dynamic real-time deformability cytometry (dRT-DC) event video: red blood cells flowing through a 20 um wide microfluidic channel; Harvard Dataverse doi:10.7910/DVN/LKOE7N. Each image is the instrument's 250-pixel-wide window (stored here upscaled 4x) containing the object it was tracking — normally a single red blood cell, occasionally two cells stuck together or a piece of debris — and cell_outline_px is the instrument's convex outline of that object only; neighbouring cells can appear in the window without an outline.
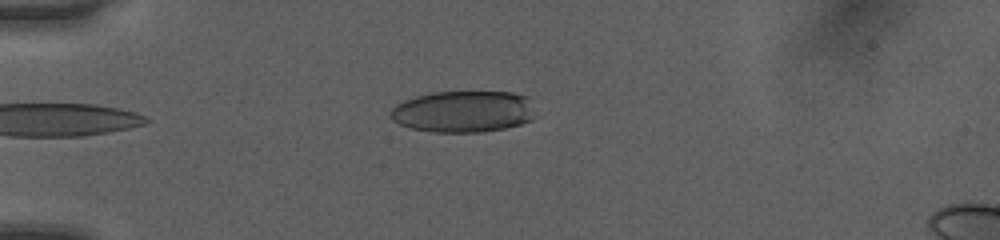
{"species": "human", "species_latin": "Homo sapiens", "temperature_condition": "room temperature", "stored_images_in_passage": 34, "camera_frame_rate_fps": 3000, "um_per_image_px": 0.085, "donor": {"sex": "female"}, "frame": {"image": 1, "passage_image": 1, "time_ms": 0.0, "image_size_px": [1000, 240], "cell_outline_px": [[532, 120], [520, 124], [504, 128], [480, 132], [432, 132], [412, 128], [400, 124], [392, 120], [388, 112], [396, 104], [404, 100], [416, 96], [432, 92], [512, 92], [528, 96]], "centroid_in_image_um": [39.32, 9.48], "position_along_channel_um": 45.7, "area_um2": 34.91}}
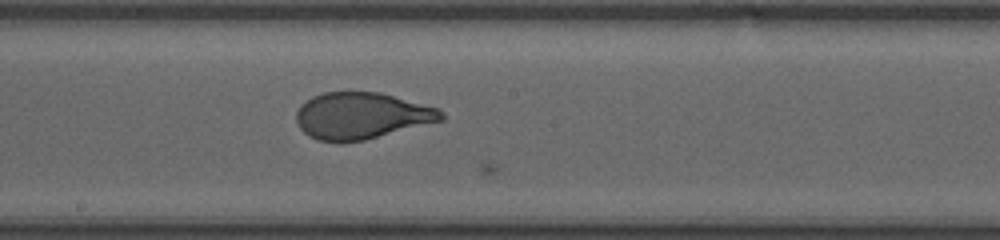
{"frame": {"image": 2, "passage_image": 16, "time_ms": 5.0, "image_size_px": [1000, 240], "cell_outline_px": [[444, 120], [364, 140], [316, 140], [308, 136], [300, 128], [296, 120], [296, 112], [300, 104], [312, 96], [324, 92], [380, 92], [440, 108], [444, 112]], "centroid_in_image_um": [30.74, 9.81], "position_along_channel_um": 217.5, "area_um2": 39.19}}
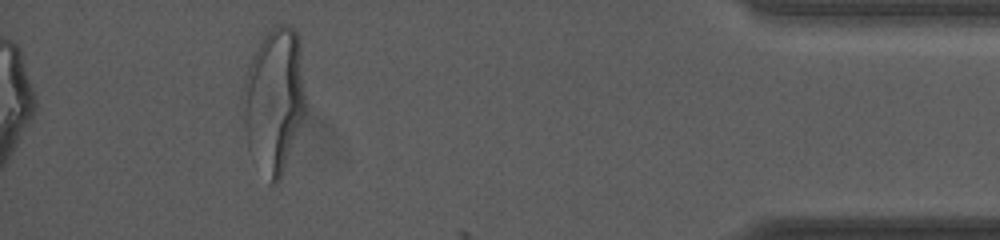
{"frame": {"image": 3, "passage_image": 34, "time_ms": 11.0, "image_size_px": [1000, 240], "cell_outline_px": [[304, 112], [280, 180], [276, 184], [272, 184], [248, 148], [244, 128], [240, 104], [240, 96], [248, 64], [252, 56], [264, 36], [272, 28], [284, 24], [288, 24], [296, 32], [300, 40], [304, 92]], "centroid_in_image_um": [23.25, 8.47], "position_along_channel_um": 411.9, "area_um2": 52.31}, "authors_computed_cell_mechanics": {"area_um2": 40.1999, "velocity_mm_per_s": 4.0624, "shape_relaxation_time_tau1_ms": 4.0997, "shape_relaxation_time_tau2_ms": null, "deformation_change_tau1": 0.1978, "deformation_change_tau2": null}}